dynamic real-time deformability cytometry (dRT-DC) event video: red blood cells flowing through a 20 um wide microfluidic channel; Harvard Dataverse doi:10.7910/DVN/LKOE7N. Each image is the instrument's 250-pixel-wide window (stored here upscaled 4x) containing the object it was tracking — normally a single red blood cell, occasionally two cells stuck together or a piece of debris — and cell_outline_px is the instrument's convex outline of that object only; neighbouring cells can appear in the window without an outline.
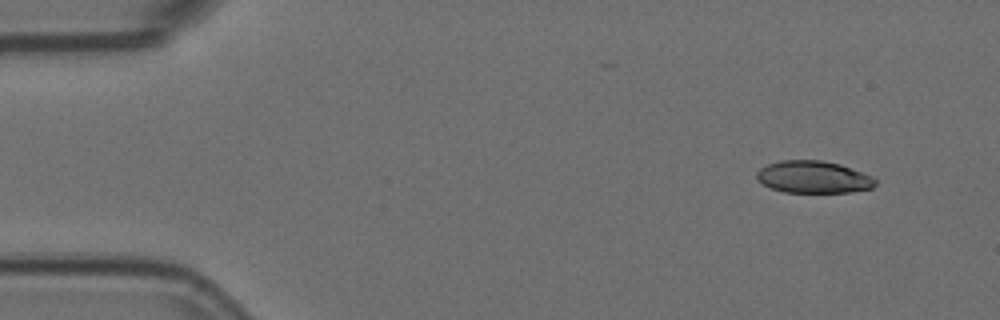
{"species": "Egyptian fruit bat (a non-hibernating species)", "species_latin": "Rousettus aegyptiacus", "temperature_condition": "room temperature", "stored_images_in_passage": 5, "camera_frame_rate_fps": 3000, "um_per_image_px": 0.085, "animal": {"sex": "female"}, "frame": {"image": 1, "passage_image": 1, "time_ms": 0.0, "image_size_px": [1000, 320], "cell_outline_px": [[876, 184], [872, 188], [852, 192], [784, 192], [772, 188], [756, 180], [756, 172], [760, 168], [768, 164], [780, 160], [824, 160], [840, 164], [872, 176], [876, 180]], "centroid_in_image_um": [69.13, 15.04], "position_along_channel_um": 15.9, "area_um2": 22.31}}
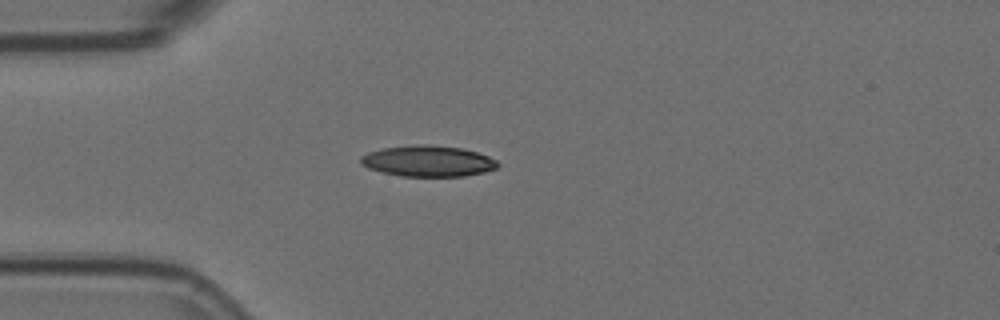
{"frame": {"image": 2, "passage_image": 4, "time_ms": 1.0, "image_size_px": [1000, 320], "cell_outline_px": [[500, 164], [496, 168], [484, 172], [464, 176], [404, 176], [384, 172], [368, 168], [360, 164], [360, 156], [368, 152], [384, 148], [416, 144], [432, 144], [460, 148], [476, 152], [488, 156], [496, 160]], "centroid_in_image_um": [36.37, 13.68], "position_along_channel_um": 48.6, "area_um2": 24.68}}